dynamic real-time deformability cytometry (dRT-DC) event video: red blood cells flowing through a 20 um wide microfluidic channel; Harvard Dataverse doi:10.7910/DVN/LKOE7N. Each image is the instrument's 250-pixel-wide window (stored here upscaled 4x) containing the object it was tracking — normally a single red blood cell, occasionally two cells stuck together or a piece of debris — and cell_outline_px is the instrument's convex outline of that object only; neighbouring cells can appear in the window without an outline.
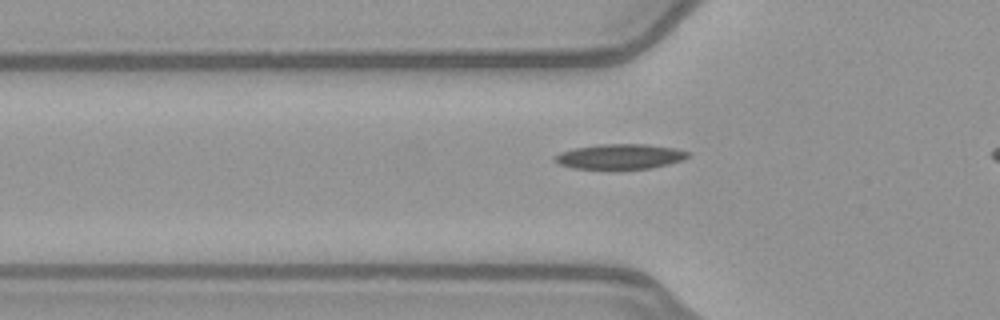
{"species": "common noctule bat (a hibernating species)", "species_latin": "Nyctalus noctula", "temperature_condition": "warm", "stored_images_in_passage": 32, "camera_frame_rate_fps": 3000, "um_per_image_px": 0.085, "animal": {"sex": "female", "body_mass_g": 21.9}, "frame": {"image": 1, "passage_image": 5, "time_ms": 1.333, "image_size_px": [1000, 320], "cell_outline_px": [[688, 156], [684, 160], [652, 168], [616, 172], [572, 168], [560, 164], [552, 160], [552, 156], [560, 152], [572, 148], [600, 144], [644, 144], [676, 148], [688, 152]], "centroid_in_image_um": [52.63, 13.35], "position_along_channel_um": 73.2, "area_um2": 20.52}}
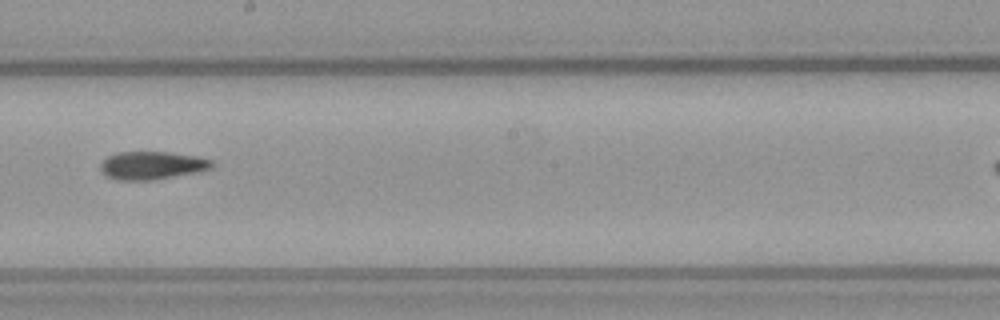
{"frame": {"image": 2, "passage_image": 17, "time_ms": 5.333, "image_size_px": [1000, 320], "cell_outline_px": [[216, 164], [212, 168], [200, 172], [152, 180], [116, 180], [104, 176], [100, 168], [100, 164], [108, 156], [120, 152], [168, 152], [196, 156], [212, 160]], "centroid_in_image_um": [12.94, 14.07], "position_along_channel_um": 235.3, "area_um2": 18.38}}
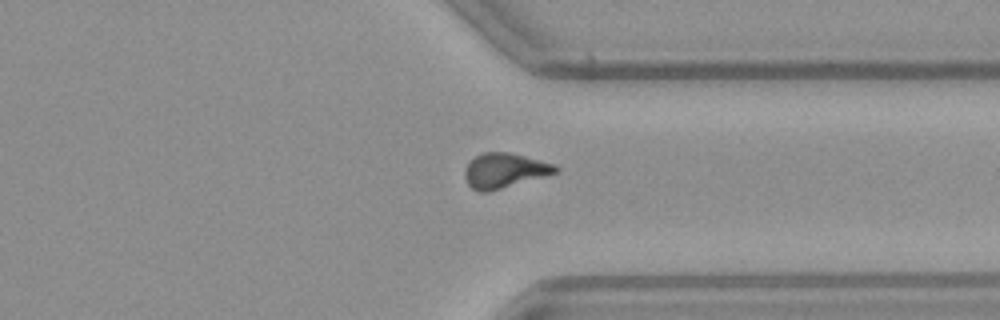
{"frame": {"image": 3, "passage_image": 27, "time_ms": 8.667, "image_size_px": [1000, 320], "cell_outline_px": [[560, 172], [488, 192], [480, 192], [472, 188], [468, 184], [464, 176], [464, 168], [476, 156], [484, 152], [508, 152], [556, 164], [560, 168]], "centroid_in_image_um": [42.91, 14.5], "position_along_channel_um": 368.5, "area_um2": 18.44}}